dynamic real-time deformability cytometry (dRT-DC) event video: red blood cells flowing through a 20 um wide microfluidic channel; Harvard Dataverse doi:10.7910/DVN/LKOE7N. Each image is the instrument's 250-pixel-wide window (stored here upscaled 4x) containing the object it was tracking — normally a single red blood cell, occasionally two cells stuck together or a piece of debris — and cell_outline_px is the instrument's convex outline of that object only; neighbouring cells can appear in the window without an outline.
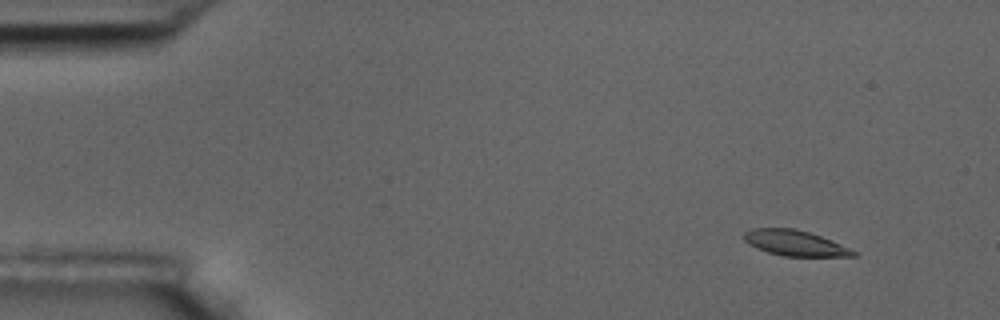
{"species": "common noctule bat (a hibernating species)", "species_latin": "Nyctalus noctula", "temperature_condition": "room temperature", "stored_images_in_passage": 52, "camera_frame_rate_fps": 3000, "um_per_image_px": 0.085, "animal": {"sex": "male", "body_mass_g": 17.5, "forearm_length_mm": 52.3}, "frame": {"image": 1, "passage_image": 1, "time_ms": 0.0, "image_size_px": [1000, 320], "cell_outline_px": [[860, 252], [856, 256], [784, 256], [768, 252], [756, 248], [744, 240], [744, 232], [752, 228], [796, 228], [832, 240]], "centroid_in_image_um": [67.61, 20.66], "position_along_channel_um": 17.4, "area_um2": 16.3}}
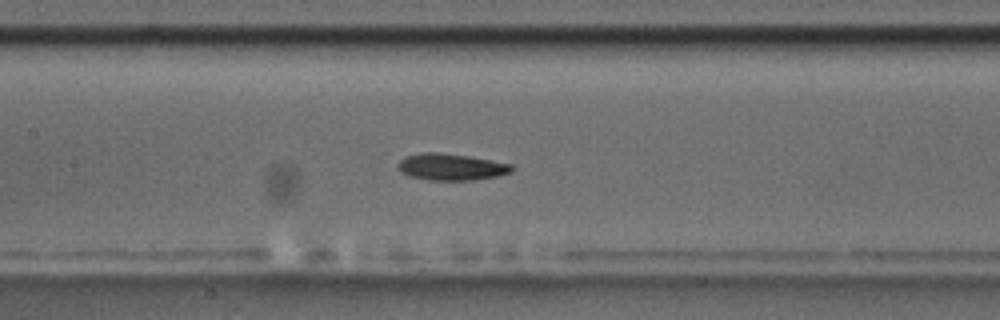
{"frame": {"image": 2, "passage_image": 22, "time_ms": 7.0, "image_size_px": [1000, 320], "cell_outline_px": [[516, 168], [512, 172], [500, 176], [472, 180], [428, 180], [408, 176], [400, 172], [396, 168], [396, 164], [400, 160], [408, 156], [424, 152], [436, 152], [468, 156], [512, 164]], "centroid_in_image_um": [38.35, 14.2], "position_along_channel_um": 169.0, "area_um2": 17.86}}
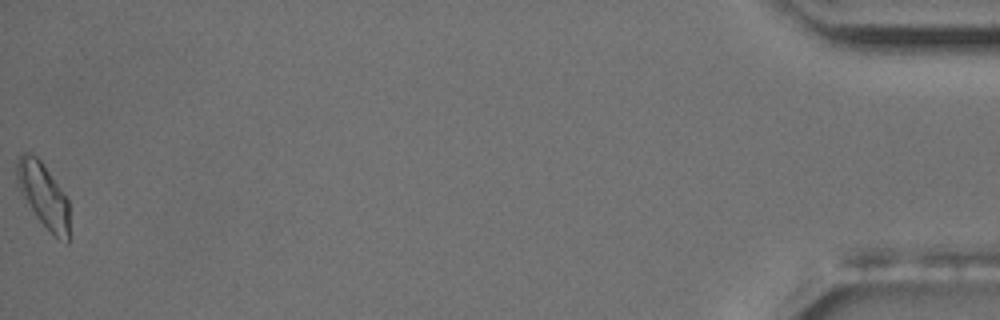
{"frame": {"image": 3, "passage_image": 52, "time_ms": 17.0, "image_size_px": [1000, 320], "cell_outline_px": [[68, 244], [56, 236], [36, 216], [20, 192], [16, 180], [16, 164], [20, 156], [24, 152], [28, 152], [36, 156], [40, 160], [68, 200]], "centroid_in_image_um": [3.65, 16.55], "position_along_channel_um": 431.5, "area_um2": 19.07}, "authors_computed_cell_mechanics": {"area_um2": 17.34, "velocity_mm_per_s": 3.6015, "shape_relaxation_time_tau1_ms": 2.8069, "shape_relaxation_time_tau2_ms": 8.2227, "deformation_change_tau1": 0.1315, "deformation_change_tau2": 0.1441}}